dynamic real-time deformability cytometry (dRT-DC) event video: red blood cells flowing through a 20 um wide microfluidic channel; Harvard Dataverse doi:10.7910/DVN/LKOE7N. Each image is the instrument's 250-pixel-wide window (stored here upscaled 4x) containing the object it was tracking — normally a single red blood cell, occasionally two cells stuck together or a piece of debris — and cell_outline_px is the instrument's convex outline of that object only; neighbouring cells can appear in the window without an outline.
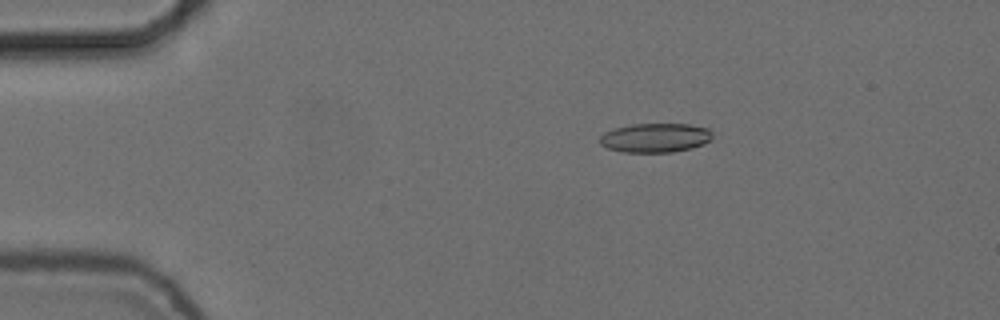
{"species": "common noctule bat (a hibernating species)", "species_latin": "Nyctalus noctula", "temperature_condition": "cold", "stored_images_in_passage": 51, "camera_frame_rate_fps": 3000, "um_per_image_px": 0.085, "animal": {"sex": "female", "body_mass_g": 24.6, "forearm_length_mm": 56.2}, "frame": {"image": 1, "passage_image": 6, "time_ms": 1.667, "image_size_px": [1000, 320], "cell_outline_px": [[712, 140], [704, 144], [692, 148], [672, 152], [624, 152], [608, 148], [600, 144], [600, 136], [604, 132], [616, 128], [632, 124], [688, 124], [708, 128], [712, 132]], "centroid_in_image_um": [55.73, 11.71], "position_along_channel_um": 29.3, "area_um2": 19.19}}
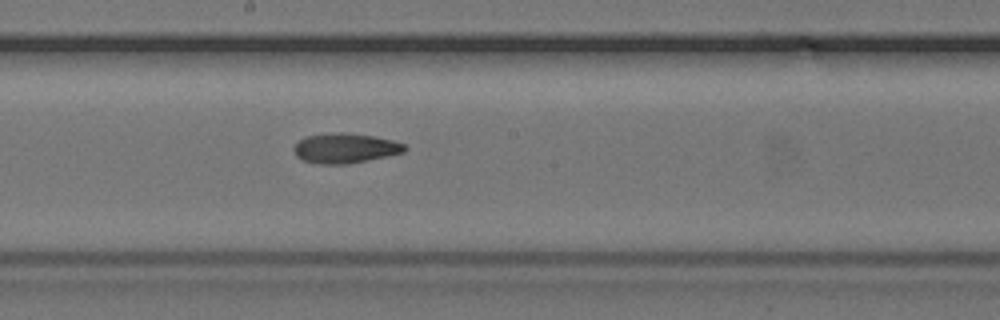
{"frame": {"image": 2, "passage_image": 26, "time_ms": 8.333, "image_size_px": [1000, 320], "cell_outline_px": [[408, 148], [404, 152], [388, 156], [348, 164], [320, 164], [304, 160], [296, 156], [292, 148], [304, 136], [340, 132], [348, 132], [376, 136], [392, 140], [404, 144]], "centroid_in_image_um": [29.35, 12.59], "position_along_channel_um": 218.8, "area_um2": 19.42}}
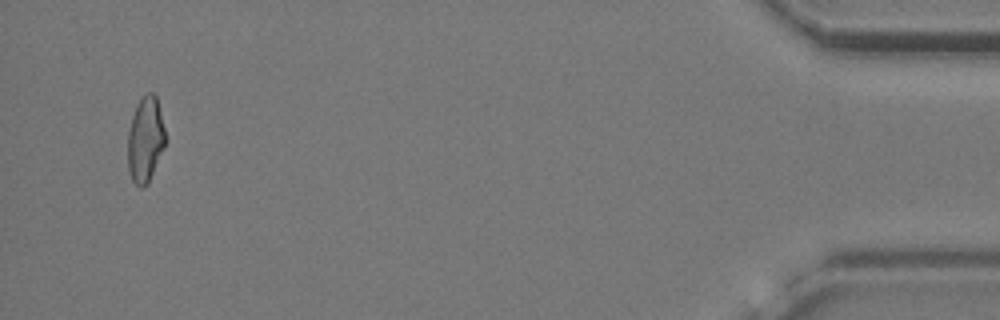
{"frame": {"image": 3, "passage_image": 49, "time_ms": 16.0, "image_size_px": [1000, 320], "cell_outline_px": [[164, 148], [148, 184], [140, 188], [132, 180], [128, 172], [128, 132], [132, 116], [136, 104], [148, 92], [152, 92], [156, 96], [164, 128]], "centroid_in_image_um": [12.34, 11.89], "position_along_channel_um": 422.9, "area_um2": 18.55}, "authors_computed_cell_mechanics": {"area_um2": 19.1896, "velocity_mm_per_s": 3.7385, "shape_relaxation_time_tau1_ms": 7.8998, "shape_relaxation_time_tau2_ms": 8.4557, "deformation_change_tau1": 0.1676, "deformation_change_tau2": 0.1646}}